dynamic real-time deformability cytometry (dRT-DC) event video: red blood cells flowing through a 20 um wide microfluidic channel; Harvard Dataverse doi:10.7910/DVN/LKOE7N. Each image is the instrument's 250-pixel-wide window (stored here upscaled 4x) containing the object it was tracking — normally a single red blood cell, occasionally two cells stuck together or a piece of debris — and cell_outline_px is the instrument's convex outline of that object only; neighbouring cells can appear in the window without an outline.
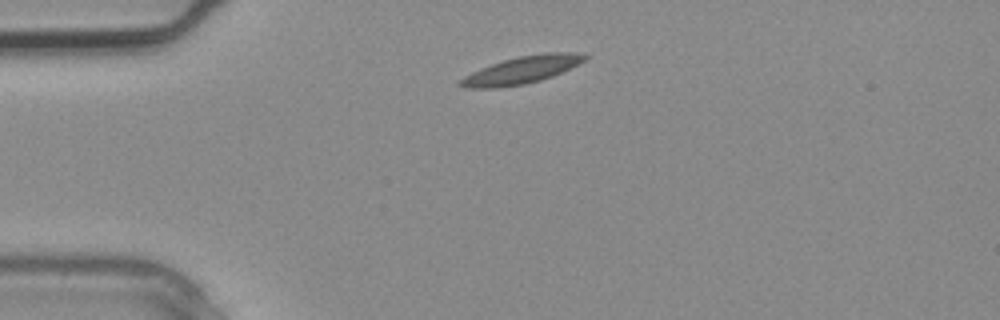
{"species": "common noctule bat (a hibernating species)", "species_latin": "Nyctalus noctula", "temperature_condition": "warm", "stored_images_in_passage": 1, "camera_frame_rate_fps": 3000, "um_per_image_px": 0.085, "animal": {"sex": "male", "body_mass_g": 20.4}, "frame": {"image": 1, "passage_image": 1, "time_ms": 0.0, "image_size_px": [1000, 320], "cell_outline_px": [[588, 60], [580, 64], [552, 76], [540, 80], [524, 84], [496, 88], [468, 88], [456, 84], [464, 76], [480, 68], [504, 60], [520, 56], [544, 52], [584, 52], [588, 56]], "centroid_in_image_um": [44.41, 5.93], "position_along_channel_um": 40.6, "area_um2": 19.94}}